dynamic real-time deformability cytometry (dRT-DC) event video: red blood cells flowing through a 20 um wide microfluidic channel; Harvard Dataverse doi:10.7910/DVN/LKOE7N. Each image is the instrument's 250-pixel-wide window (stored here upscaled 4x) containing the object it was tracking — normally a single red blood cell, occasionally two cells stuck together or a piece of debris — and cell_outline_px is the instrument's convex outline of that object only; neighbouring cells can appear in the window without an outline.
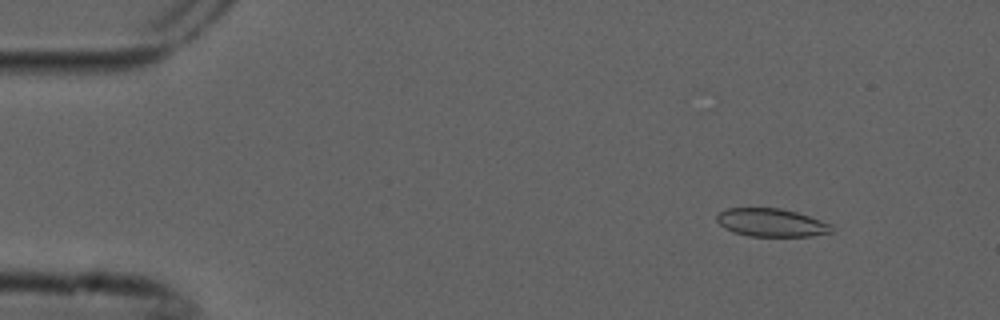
{"species": "common noctule bat (a hibernating species)", "species_latin": "Nyctalus noctula", "temperature_condition": "cold", "stored_images_in_passage": 4, "camera_frame_rate_fps": 3000, "um_per_image_px": 0.085, "animal": {"sex": "male", "forearm_length_mm": 52.5}, "frame": {"image": 1, "passage_image": 2, "time_ms": 0.333, "image_size_px": [1000, 320], "cell_outline_px": [[832, 232], [812, 236], [748, 236], [732, 232], [724, 228], [716, 220], [716, 216], [720, 212], [728, 208], [780, 208], [796, 212], [832, 224]], "centroid_in_image_um": [65.55, 18.93], "position_along_channel_um": 19.5, "area_um2": 18.79}}